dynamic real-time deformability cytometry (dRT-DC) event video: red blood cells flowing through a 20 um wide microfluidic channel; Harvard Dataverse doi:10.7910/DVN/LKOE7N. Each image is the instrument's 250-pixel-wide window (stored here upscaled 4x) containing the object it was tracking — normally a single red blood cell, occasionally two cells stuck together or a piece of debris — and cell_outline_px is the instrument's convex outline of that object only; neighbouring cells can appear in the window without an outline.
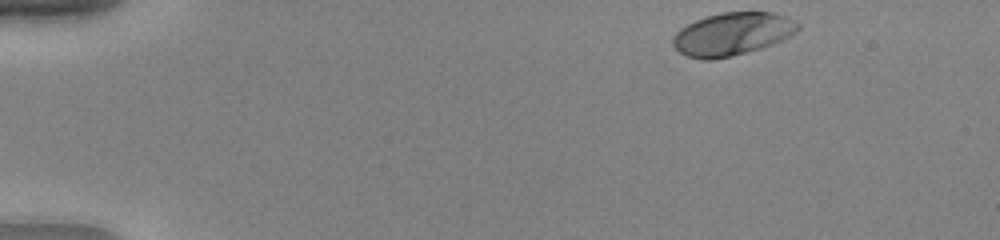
{"species": "human", "species_latin": "Homo sapiens", "temperature_condition": "warm", "stored_images_in_passage": 46, "camera_frame_rate_fps": 3000, "um_per_image_px": 0.085, "donor": {"sex": "female"}, "frame": {"image": 1, "passage_image": 1, "time_ms": 0.0, "image_size_px": [1000, 240], "cell_outline_px": [[800, 28], [796, 32], [772, 44], [760, 48], [732, 56], [712, 60], [704, 60], [688, 56], [680, 52], [672, 44], [672, 36], [680, 28], [696, 20], [720, 12], [772, 12], [796, 20], [800, 24]], "centroid_in_image_um": [62.23, 2.88], "position_along_channel_um": 22.8, "area_um2": 31.1}}
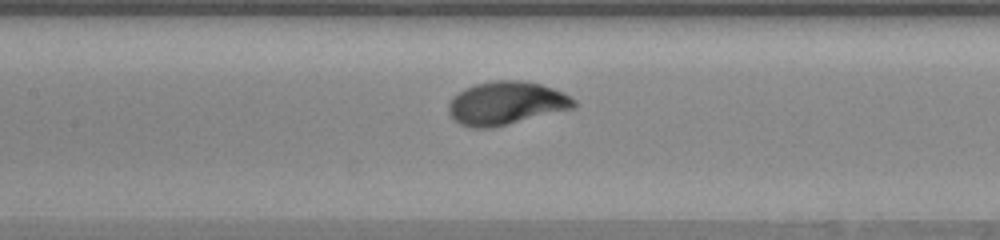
{"frame": {"image": 2, "passage_image": 20, "time_ms": 6.333, "image_size_px": [1000, 240], "cell_outline_px": [[576, 108], [492, 128], [468, 128], [452, 120], [448, 112], [448, 104], [452, 96], [464, 88], [476, 84], [496, 80], [524, 80], [540, 84], [564, 92], [576, 100]], "centroid_in_image_um": [43.01, 8.78], "position_along_channel_um": 164.4, "area_um2": 32.08}}
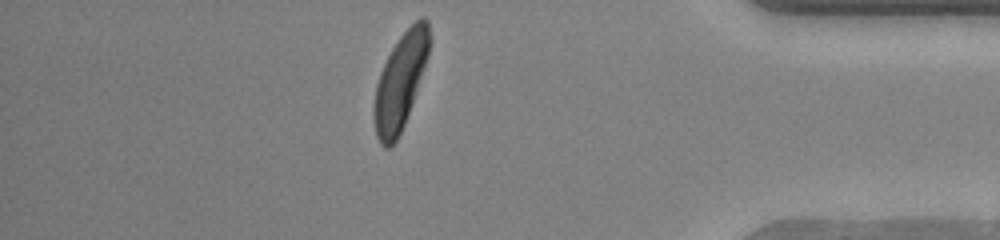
{"frame": {"image": 3, "passage_image": 40, "time_ms": 13.0, "image_size_px": [1000, 240], "cell_outline_px": [[432, 40], [428, 56], [404, 124], [396, 140], [388, 148], [384, 148], [380, 144], [376, 136], [372, 116], [372, 104], [376, 84], [380, 72], [392, 48], [400, 36], [420, 16], [424, 16], [428, 20], [432, 36]], "centroid_in_image_um": [34.02, 6.9], "position_along_channel_um": 401.2, "area_um2": 30.98}, "authors_computed_cell_mechanics": {"area_um2": 30.9519, "velocity_mm_per_s": 3.9756, "shape_relaxation_time_tau1_ms": 1.7454, "shape_relaxation_time_tau2_ms": null, "deformation_change_tau1": 0.1791, "deformation_change_tau2": null}}